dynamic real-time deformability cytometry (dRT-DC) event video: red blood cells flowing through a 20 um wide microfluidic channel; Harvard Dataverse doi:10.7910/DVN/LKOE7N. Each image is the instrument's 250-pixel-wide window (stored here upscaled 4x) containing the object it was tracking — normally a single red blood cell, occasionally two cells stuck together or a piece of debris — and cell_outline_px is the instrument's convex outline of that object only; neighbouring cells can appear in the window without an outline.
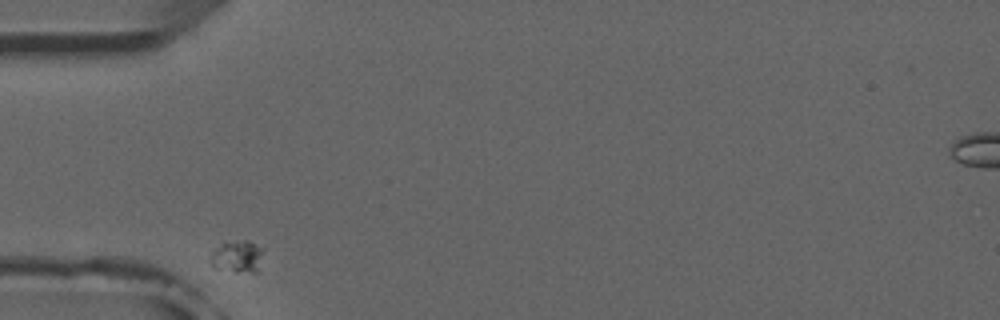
{"species": "common noctule bat (a hibernating species)", "species_latin": "Nyctalus noctula", "temperature_condition": "room temperature", "stored_images_in_passage": 2, "camera_frame_rate_fps": 3000, "um_per_image_px": 0.085, "animal": {"sex": "male", "forearm_length_mm": 52.5}, "frame": {"image": 1, "passage_image": 1, "time_ms": 0.0, "image_size_px": [1000, 320], "cell_outline_px": [[264, 248], [256, 272], [236, 272], [212, 268], [208, 260], [212, 252], [220, 244], [240, 240], [248, 240]], "centroid_in_image_um": [20.13, 21.81], "position_along_channel_um": 64.9, "area_um2": 10.0}}